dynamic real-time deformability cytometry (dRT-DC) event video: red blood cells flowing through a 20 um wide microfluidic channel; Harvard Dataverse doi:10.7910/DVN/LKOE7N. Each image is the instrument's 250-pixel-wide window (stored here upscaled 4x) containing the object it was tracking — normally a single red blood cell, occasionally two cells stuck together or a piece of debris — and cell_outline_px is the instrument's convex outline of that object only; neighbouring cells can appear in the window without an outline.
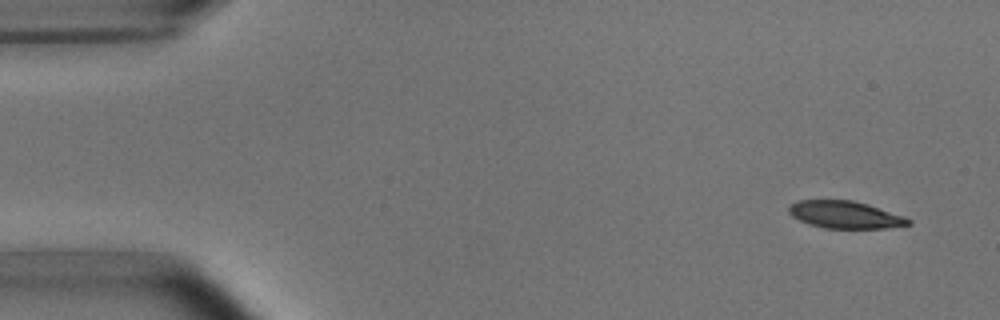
{"species": "common noctule bat (a hibernating species)", "species_latin": "Nyctalus noctula", "temperature_condition": "room temperature", "stored_images_in_passage": 6, "camera_frame_rate_fps": 3000, "um_per_image_px": 0.085, "animal": {"sex": "male", "body_mass_g": 15.6}, "frame": {"image": 1, "passage_image": 1, "time_ms": 0.0, "image_size_px": [1000, 320], "cell_outline_px": [[912, 224], [884, 228], [824, 228], [808, 224], [792, 216], [788, 212], [788, 208], [796, 200], [852, 200], [868, 204], [904, 216], [912, 220]], "centroid_in_image_um": [71.83, 18.25], "position_along_channel_um": 13.2, "area_um2": 19.02}}
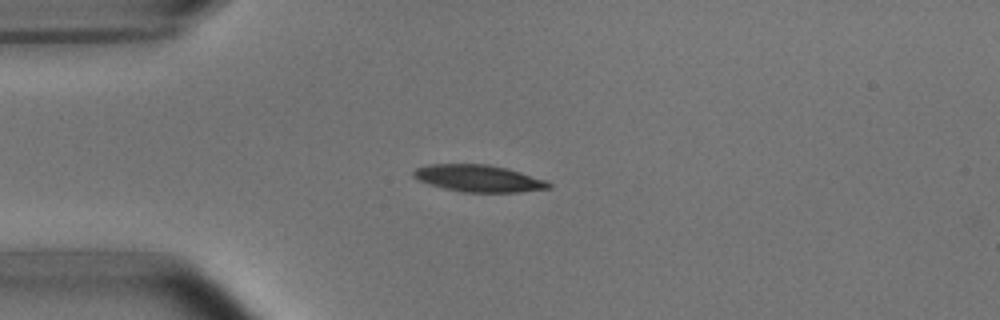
{"frame": {"image": 2, "passage_image": 4, "time_ms": 3.333, "image_size_px": [1000, 320], "cell_outline_px": [[552, 188], [520, 192], [464, 192], [444, 188], [428, 184], [412, 176], [412, 172], [416, 168], [428, 164], [488, 164], [508, 168], [548, 180], [552, 184]], "centroid_in_image_um": [40.73, 15.16], "position_along_channel_um": 44.3, "area_um2": 21.44}}
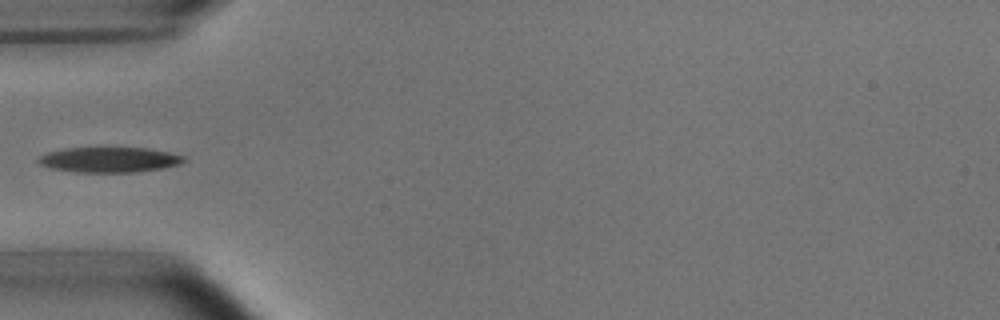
{"frame": {"image": 3, "passage_image": 5, "time_ms": 4.667, "image_size_px": [1000, 320], "cell_outline_px": [[188, 160], [180, 164], [164, 168], [136, 172], [76, 172], [48, 168], [40, 164], [36, 160], [40, 156], [48, 152], [64, 148], [148, 148], [168, 152], [184, 156]], "centroid_in_image_um": [9.3, 13.58], "position_along_channel_um": 75.7, "area_um2": 21.5}}